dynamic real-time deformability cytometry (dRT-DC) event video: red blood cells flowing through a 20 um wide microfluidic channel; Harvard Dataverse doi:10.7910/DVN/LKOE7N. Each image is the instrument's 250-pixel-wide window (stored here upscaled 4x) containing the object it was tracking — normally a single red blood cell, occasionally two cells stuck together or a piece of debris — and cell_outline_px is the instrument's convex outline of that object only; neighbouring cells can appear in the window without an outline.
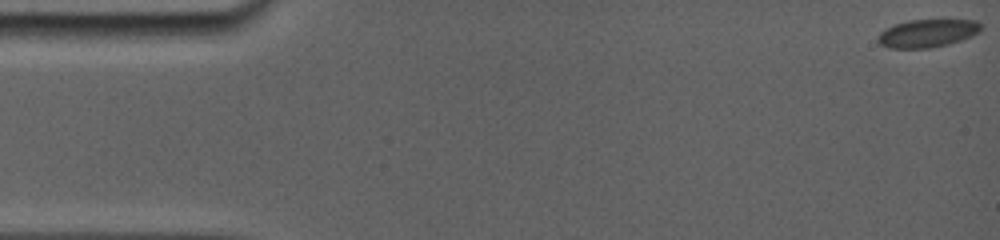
{"species": "common noctule bat (a hibernating species)", "species_latin": "Nyctalus noctula", "temperature_condition": "room temperature", "stored_images_in_passage": 46, "camera_frame_rate_fps": 5000, "um_per_image_px": 0.085, "animal": {"sex": "female", "body_mass_g": 19.0, "forearm_length_mm": 56.7}, "frame": {"image": 1, "passage_image": 1, "time_ms": 0.0, "image_size_px": [1000, 240], "cell_outline_px": [[980, 32], [972, 36], [948, 44], [928, 48], [888, 48], [880, 44], [876, 40], [876, 36], [880, 32], [896, 24], [908, 20], [976, 20], [980, 24]], "centroid_in_image_um": [78.8, 2.83], "position_along_channel_um": 6.2, "area_um2": 16.7}}
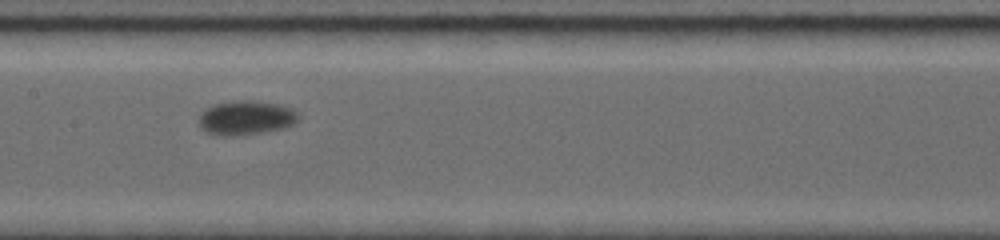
{"frame": {"image": 2, "passage_image": 20, "time_ms": 8.6, "image_size_px": [1000, 240], "cell_outline_px": [[300, 120], [284, 128], [264, 132], [232, 136], [220, 136], [204, 132], [200, 128], [196, 120], [200, 112], [216, 104], [236, 100], [252, 100], [276, 104], [292, 108], [300, 116]], "centroid_in_image_um": [20.86, 10.02], "position_along_channel_um": 186.5, "area_um2": 20.17}}
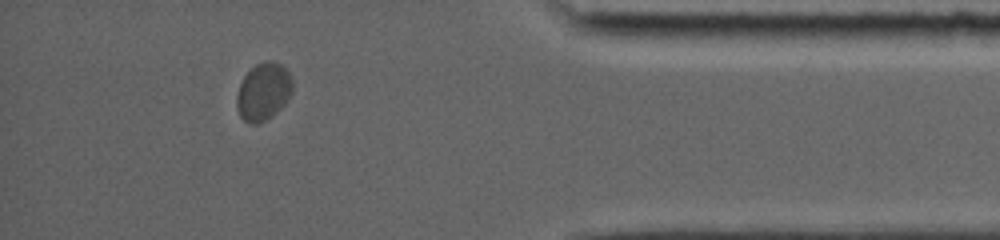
{"frame": {"image": 3, "passage_image": 40, "time_ms": 15.4, "image_size_px": [1000, 240], "cell_outline_px": [[292, 92], [288, 100], [272, 116], [256, 124], [252, 124], [244, 120], [240, 116], [236, 104], [236, 96], [240, 84], [244, 76], [256, 64], [268, 60], [272, 60], [280, 64], [288, 72], [292, 80]], "centroid_in_image_um": [22.39, 7.79], "position_along_channel_um": 412.8, "area_um2": 18.55}}